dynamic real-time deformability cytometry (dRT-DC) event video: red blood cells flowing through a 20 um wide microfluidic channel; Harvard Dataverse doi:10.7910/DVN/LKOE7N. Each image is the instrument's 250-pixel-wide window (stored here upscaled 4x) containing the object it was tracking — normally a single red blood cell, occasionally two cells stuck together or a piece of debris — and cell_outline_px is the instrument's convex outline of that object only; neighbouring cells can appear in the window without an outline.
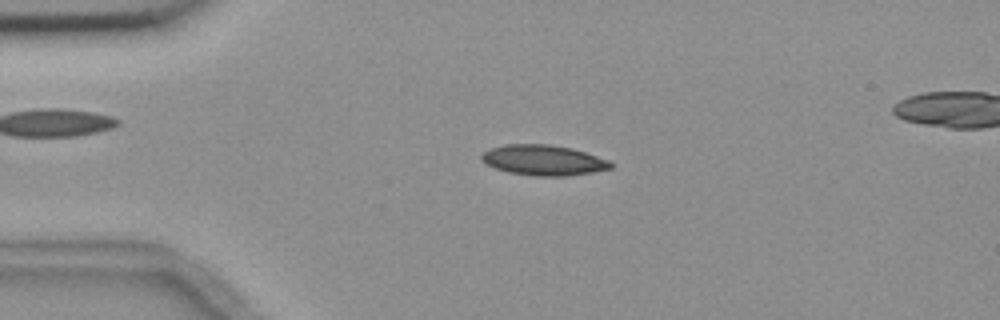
{"species": "common noctule bat (a hibernating species)", "species_latin": "Nyctalus noctula", "temperature_condition": "room temperature", "stored_images_in_passage": 5, "camera_frame_rate_fps": 3000, "um_per_image_px": 0.085, "animal": {"sex": "female", "body_mass_g": 18.4}, "frame": {"image": 1, "passage_image": 3, "time_ms": 2.333, "image_size_px": [1000, 320], "cell_outline_px": [[612, 168], [592, 172], [564, 176], [536, 176], [508, 172], [496, 168], [480, 160], [480, 156], [484, 152], [492, 148], [504, 144], [548, 144], [572, 148], [608, 160], [612, 164]], "centroid_in_image_um": [46.17, 13.61], "position_along_channel_um": 38.8, "area_um2": 22.66}}